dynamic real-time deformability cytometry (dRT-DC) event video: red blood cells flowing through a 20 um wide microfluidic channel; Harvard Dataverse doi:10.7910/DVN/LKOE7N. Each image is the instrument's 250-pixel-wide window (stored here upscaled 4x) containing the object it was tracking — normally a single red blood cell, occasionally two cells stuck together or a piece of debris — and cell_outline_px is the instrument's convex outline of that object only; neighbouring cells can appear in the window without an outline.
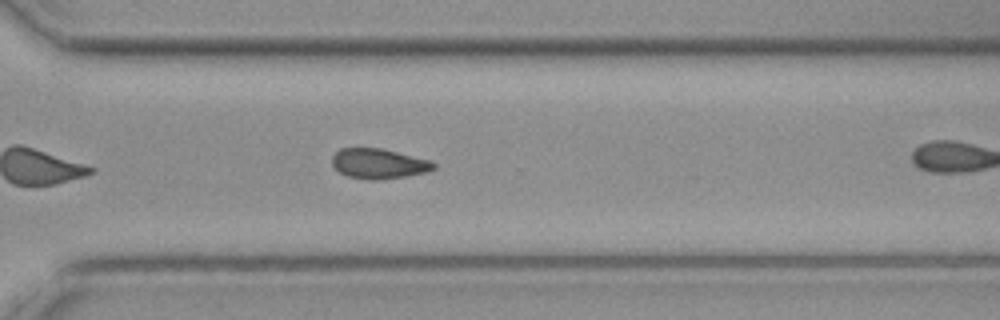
{"species": "common noctule bat (a hibernating species)", "species_latin": "Nyctalus noctula", "temperature_condition": "cold", "stored_images_in_passage": 26, "camera_frame_rate_fps": 3000, "um_per_image_px": 0.085, "animal": {"sex": "female", "body_mass_g": 19.3, "forearm_length_mm": 54.1}, "frame": {"image": 1, "passage_image": 22, "time_ms": 7.0, "image_size_px": [1000, 320], "cell_outline_px": [[436, 168], [428, 172], [404, 176], [376, 180], [368, 180], [348, 176], [340, 172], [332, 164], [332, 156], [340, 148], [380, 148], [428, 160], [436, 164]], "centroid_in_image_um": [32.17, 13.91], "position_along_channel_um": 338.4, "area_um2": 17.57}}